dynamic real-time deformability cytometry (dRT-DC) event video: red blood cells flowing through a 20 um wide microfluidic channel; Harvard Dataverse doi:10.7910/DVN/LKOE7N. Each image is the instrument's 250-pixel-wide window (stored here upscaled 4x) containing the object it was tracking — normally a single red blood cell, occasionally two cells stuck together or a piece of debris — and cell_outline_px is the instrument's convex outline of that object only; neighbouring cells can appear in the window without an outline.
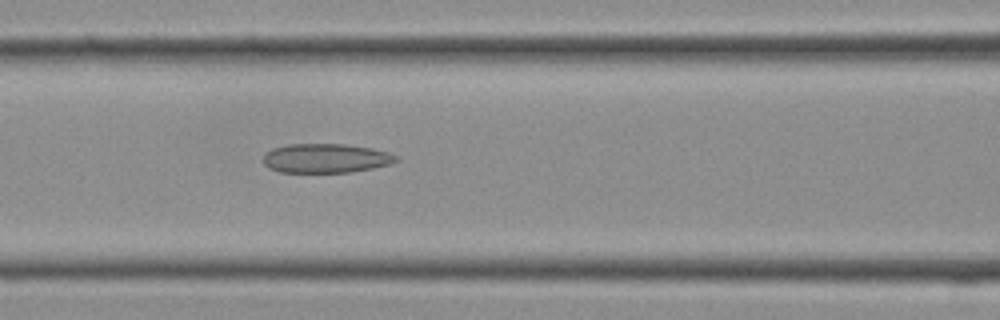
{"species": "Egyptian fruit bat (a non-hibernating species)", "species_latin": "Rousettus aegyptiacus", "temperature_condition": "cold", "stored_images_in_passage": 12, "camera_frame_rate_fps": 3000, "um_per_image_px": 0.085, "frame": {"image": 1, "passage_image": 12, "time_ms": 3.667, "image_size_px": [1000, 320], "cell_outline_px": [[400, 160], [388, 164], [372, 168], [352, 172], [280, 172], [268, 168], [264, 164], [264, 156], [272, 148], [288, 144], [344, 144], [372, 148], [388, 152], [396, 156]], "centroid_in_image_um": [27.69, 13.45], "position_along_channel_um": 138.9, "area_um2": 22.54}}